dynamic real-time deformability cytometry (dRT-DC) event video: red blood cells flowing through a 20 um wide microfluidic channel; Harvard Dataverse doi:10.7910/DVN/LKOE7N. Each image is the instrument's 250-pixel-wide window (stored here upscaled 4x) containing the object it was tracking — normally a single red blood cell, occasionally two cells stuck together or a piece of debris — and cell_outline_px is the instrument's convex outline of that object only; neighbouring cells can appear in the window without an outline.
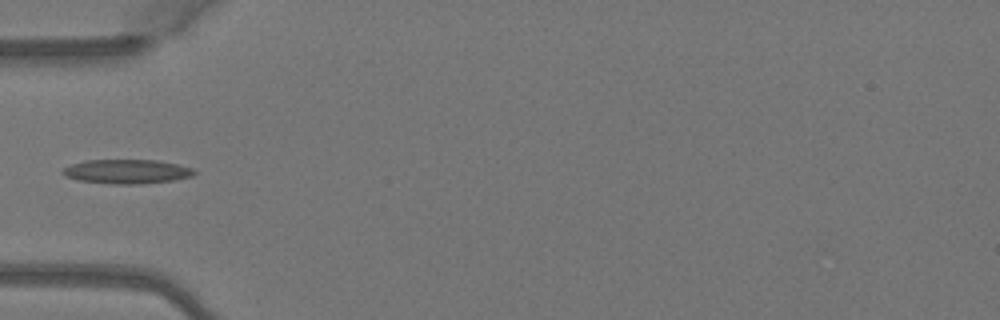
{"species": "Egyptian fruit bat (a non-hibernating species)", "species_latin": "Rousettus aegyptiacus", "temperature_condition": "warm", "stored_images_in_passage": 4, "camera_frame_rate_fps": 3000, "um_per_image_px": 0.085, "animal": {"sex": "female"}, "frame": {"image": 1, "passage_image": 3, "time_ms": 0.667, "image_size_px": [1000, 320], "cell_outline_px": [[196, 172], [192, 176], [172, 180], [140, 184], [112, 184], [80, 180], [64, 176], [60, 172], [64, 168], [72, 164], [84, 160], [156, 160], [176, 164], [192, 168]], "centroid_in_image_um": [10.75, 14.58], "position_along_channel_um": 74.2, "area_um2": 18.44}}
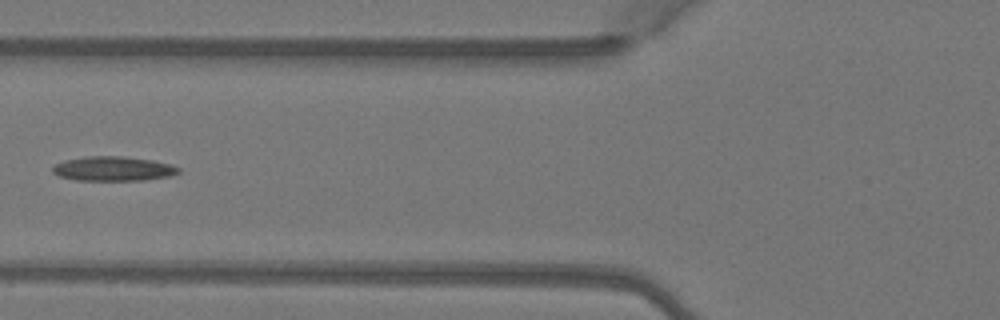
{"frame": {"image": 2, "passage_image": 4, "time_ms": 1.0, "image_size_px": [1000, 320], "cell_outline_px": [[180, 172], [168, 176], [144, 180], [76, 180], [60, 176], [52, 172], [52, 168], [56, 164], [64, 160], [84, 156], [124, 156], [152, 160], [168, 164], [180, 168]], "centroid_in_image_um": [9.6, 14.33], "position_along_channel_um": 116.2, "area_um2": 17.86}}